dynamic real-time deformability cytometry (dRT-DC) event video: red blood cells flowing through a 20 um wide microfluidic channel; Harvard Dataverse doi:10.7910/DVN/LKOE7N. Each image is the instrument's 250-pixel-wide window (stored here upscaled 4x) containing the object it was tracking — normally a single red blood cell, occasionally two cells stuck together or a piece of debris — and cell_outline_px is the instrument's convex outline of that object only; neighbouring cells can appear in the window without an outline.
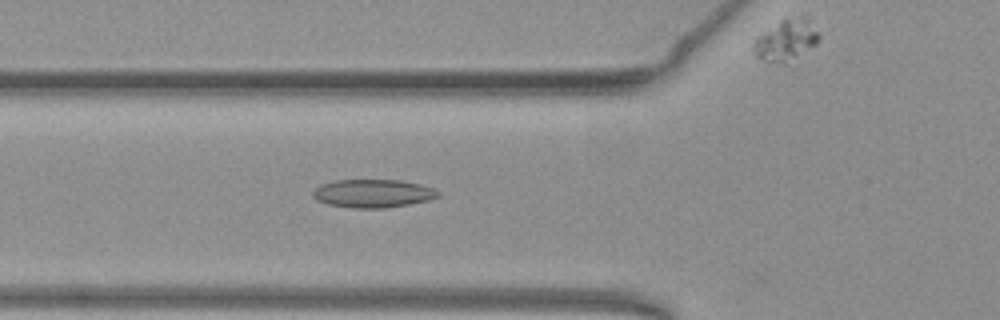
{"species": "common noctule bat (a hibernating species)", "species_latin": "Nyctalus noctula", "temperature_condition": "warm", "stored_images_in_passage": 53, "segment_of_instrument_passage": [1, 2], "camera_frame_rate_fps": 3000, "um_per_image_px": 0.085, "animal": {"sex": "female", "body_mass_g": 19.3, "forearm_length_mm": 54.1}, "frame": {"image": 1, "passage_image": 19, "time_ms": 6.0, "image_size_px": [1000, 320], "cell_outline_px": [[440, 196], [428, 200], [408, 204], [384, 208], [352, 208], [328, 204], [316, 200], [312, 196], [312, 192], [320, 184], [332, 180], [400, 180], [420, 184], [432, 188], [440, 192]], "centroid_in_image_um": [31.67, 16.44], "position_along_channel_um": 94.1, "area_um2": 20.63}}
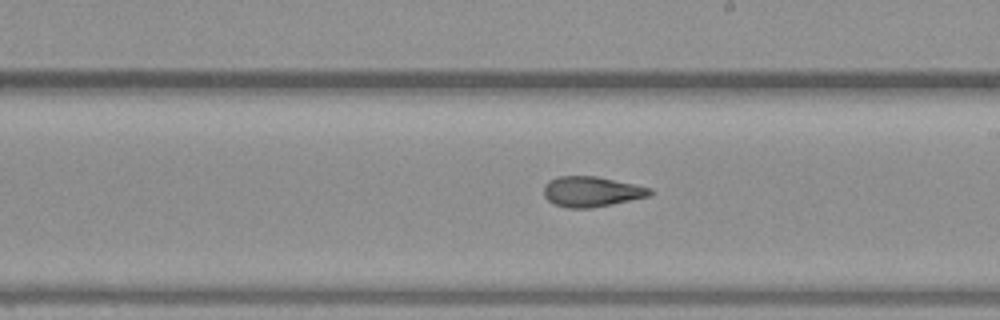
{"frame": {"image": 2, "passage_image": 30, "time_ms": 9.667, "image_size_px": [1000, 320], "cell_outline_px": [[652, 196], [592, 208], [568, 208], [552, 204], [544, 196], [544, 184], [548, 180], [556, 176], [596, 176], [652, 188]], "centroid_in_image_um": [50.26, 16.29], "position_along_channel_um": 238.7, "area_um2": 18.96}}
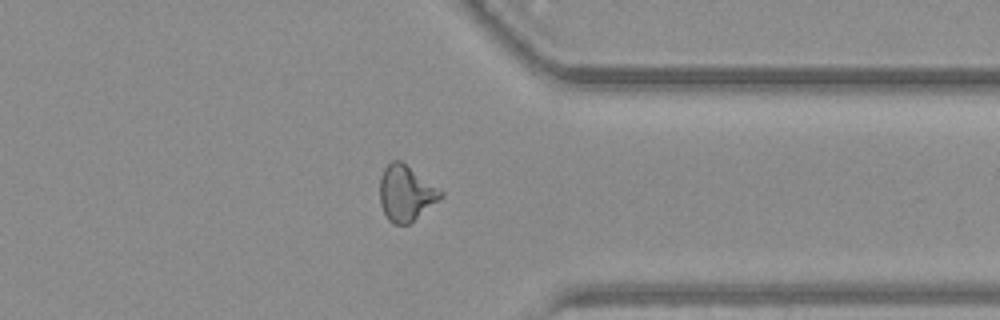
{"frame": {"image": 3, "passage_image": 41, "time_ms": 13.333, "image_size_px": [1000, 320], "cell_outline_px": [[444, 196], [408, 224], [392, 224], [388, 220], [380, 204], [380, 176], [384, 168], [392, 160], [400, 160], [444, 192]], "centroid_in_image_um": [34.48, 16.42], "position_along_channel_um": 376.9, "area_um2": 19.54}}